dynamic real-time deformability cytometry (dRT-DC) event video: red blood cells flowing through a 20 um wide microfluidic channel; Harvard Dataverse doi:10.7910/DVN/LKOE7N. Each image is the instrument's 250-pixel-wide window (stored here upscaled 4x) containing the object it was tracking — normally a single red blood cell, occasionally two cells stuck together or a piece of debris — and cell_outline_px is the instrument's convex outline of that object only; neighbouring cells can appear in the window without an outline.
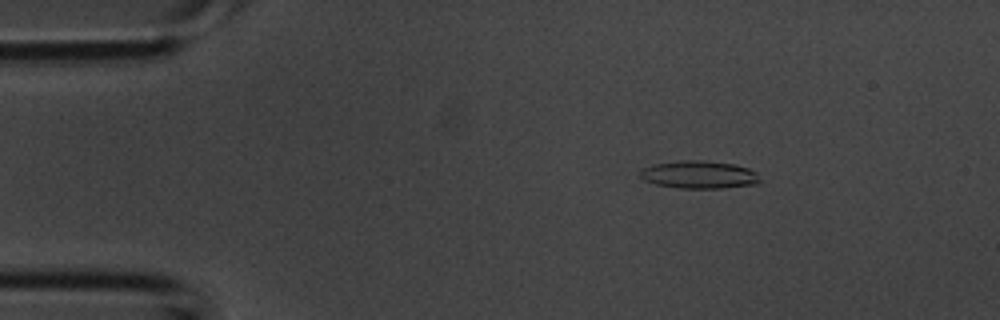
{"species": "common noctule bat (a hibernating species)", "species_latin": "Nyctalus noctula", "temperature_condition": "room temperature", "stored_images_in_passage": 4, "segment_of_instrument_passage": [1, 2], "camera_frame_rate_fps": 3000, "um_per_image_px": 0.085, "animal": {"sex": "male", "body_mass_g": 20.1, "forearm_length_mm": 53.5}, "frame": {"image": 1, "passage_image": 2, "time_ms": 0.333, "image_size_px": [1000, 320], "cell_outline_px": [[760, 184], [720, 188], [680, 188], [656, 184], [644, 180], [640, 176], [640, 172], [644, 168], [652, 164], [680, 160], [700, 160], [736, 164], [748, 168], [756, 172], [760, 180]], "centroid_in_image_um": [59.45, 14.84], "position_along_channel_um": 25.6, "area_um2": 19.42}}